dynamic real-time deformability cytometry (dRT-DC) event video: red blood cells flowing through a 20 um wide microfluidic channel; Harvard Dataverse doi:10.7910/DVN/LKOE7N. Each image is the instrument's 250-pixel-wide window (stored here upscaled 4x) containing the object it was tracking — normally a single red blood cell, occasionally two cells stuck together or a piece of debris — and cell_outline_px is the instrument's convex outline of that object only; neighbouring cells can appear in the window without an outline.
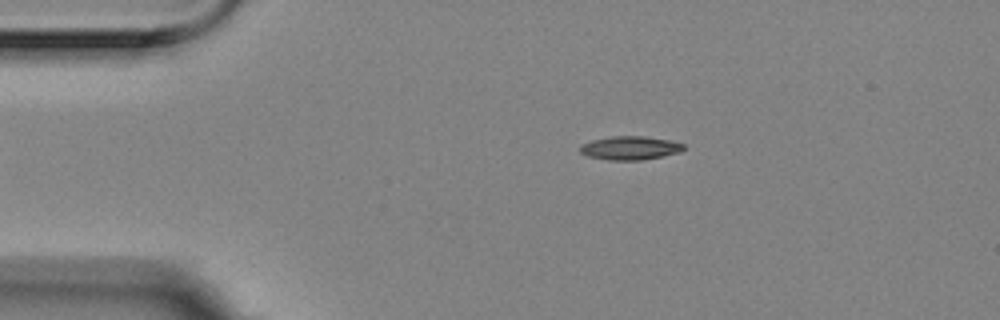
{"species": "Egyptian fruit bat (a non-hibernating species)", "species_latin": "Rousettus aegyptiacus", "temperature_condition": "room temperature", "stored_images_in_passage": 7, "camera_frame_rate_fps": 3000, "um_per_image_px": 0.085, "animal": {"sex": "female"}, "frame": {"image": 1, "passage_image": 2, "time_ms": 0.333, "image_size_px": [1000, 320], "cell_outline_px": [[684, 148], [680, 152], [640, 160], [608, 160], [588, 156], [580, 152], [580, 144], [592, 140], [612, 136], [644, 136], [668, 140], [684, 144]], "centroid_in_image_um": [53.52, 12.57], "position_along_channel_um": 31.5, "area_um2": 14.1}}
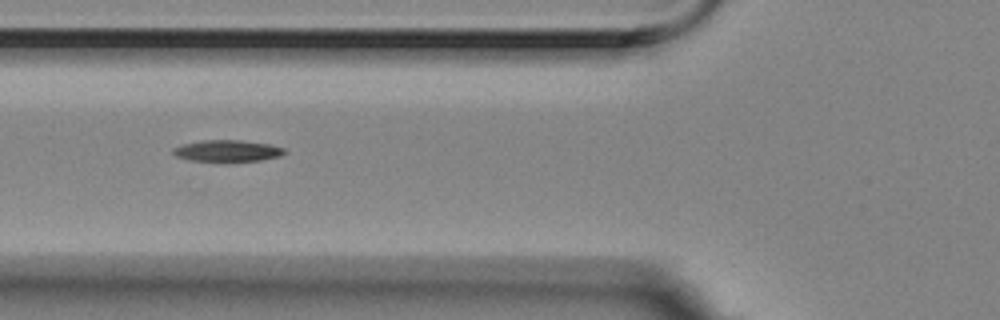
{"frame": {"image": 2, "passage_image": 5, "time_ms": 1.333, "image_size_px": [1000, 320], "cell_outline_px": [[288, 152], [280, 156], [260, 160], [188, 160], [176, 156], [172, 152], [172, 148], [184, 144], [204, 140], [240, 140], [268, 144], [284, 148]], "centroid_in_image_um": [19.33, 12.8], "position_along_channel_um": 106.5, "area_um2": 13.58}}
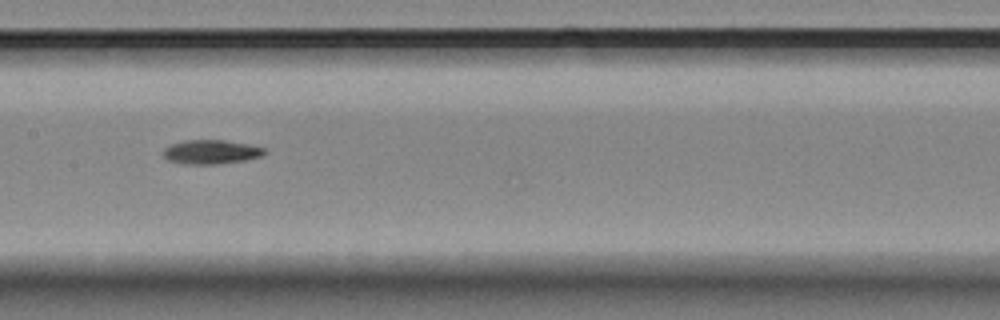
{"frame": {"image": 3, "passage_image": 7, "time_ms": 2.0, "image_size_px": [1000, 320], "cell_outline_px": [[264, 152], [260, 156], [244, 160], [216, 164], [184, 164], [168, 160], [160, 152], [164, 148], [172, 144], [184, 140], [224, 140], [252, 144], [264, 148]], "centroid_in_image_um": [17.89, 12.9], "position_along_channel_um": 189.5, "area_um2": 14.22}}